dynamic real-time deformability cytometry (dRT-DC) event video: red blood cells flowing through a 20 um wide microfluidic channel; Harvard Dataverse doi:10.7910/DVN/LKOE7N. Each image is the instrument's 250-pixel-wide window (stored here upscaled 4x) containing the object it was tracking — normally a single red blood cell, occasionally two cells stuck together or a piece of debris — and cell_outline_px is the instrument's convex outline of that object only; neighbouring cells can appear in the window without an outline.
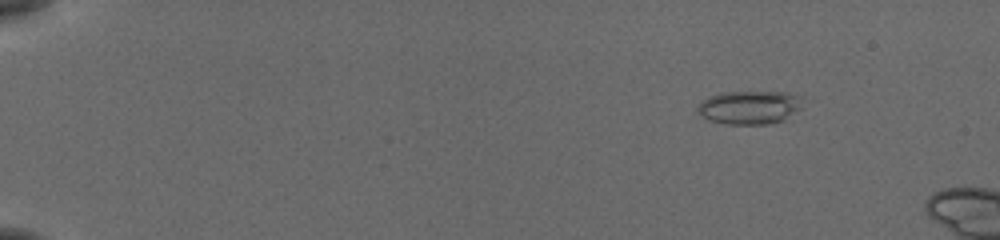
{"species": "common noctule bat (a hibernating species)", "species_latin": "Nyctalus noctula", "temperature_condition": "cold", "stored_images_in_passage": 8, "camera_frame_rate_fps": 3000, "um_per_image_px": 0.085, "animal": {"sex": "female", "body_mass_g": 19.5, "forearm_length_mm": 54.1}, "frame": {"image": 1, "passage_image": 1, "time_ms": 0.0, "image_size_px": [1000, 240], "cell_outline_px": [[800, 108], [784, 120], [768, 124], [724, 124], [708, 120], [700, 116], [696, 112], [696, 108], [708, 96], [720, 92], [784, 92], [800, 96]], "centroid_in_image_um": [63.64, 9.13], "position_along_channel_um": 21.4, "area_um2": 20.52}}